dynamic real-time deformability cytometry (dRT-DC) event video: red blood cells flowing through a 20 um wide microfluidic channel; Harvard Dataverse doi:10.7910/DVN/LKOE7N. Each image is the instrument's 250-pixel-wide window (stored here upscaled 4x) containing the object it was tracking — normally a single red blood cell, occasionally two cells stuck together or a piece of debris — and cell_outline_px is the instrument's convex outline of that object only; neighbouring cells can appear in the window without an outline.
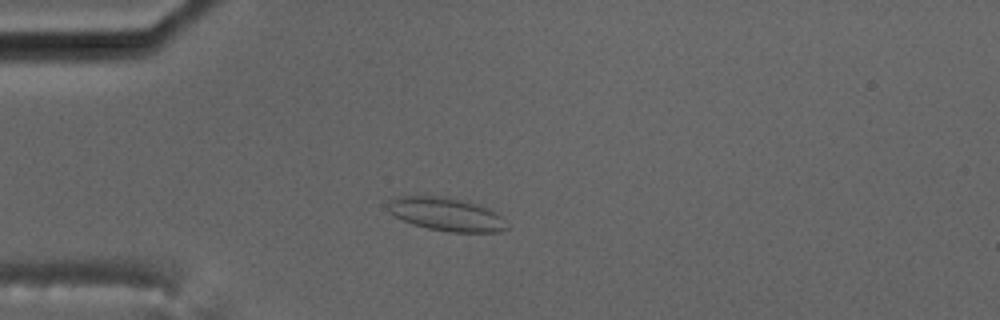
{"species": "common noctule bat (a hibernating species)", "species_latin": "Nyctalus noctula", "temperature_condition": "cold", "stored_images_in_passage": 3, "camera_frame_rate_fps": 3000, "um_per_image_px": 0.085, "animal": {"sex": "male", "body_mass_g": 17.5, "forearm_length_mm": 52.3}, "frame": {"image": 1, "passage_image": 1, "time_ms": 0.0, "image_size_px": [1000, 320], "cell_outline_px": [[508, 228], [500, 232], [448, 232], [428, 228], [412, 224], [388, 212], [388, 200], [392, 196], [448, 196], [484, 204], [492, 208], [500, 216]], "centroid_in_image_um": [37.95, 18.18], "position_along_channel_um": 47.1, "area_um2": 23.58}}